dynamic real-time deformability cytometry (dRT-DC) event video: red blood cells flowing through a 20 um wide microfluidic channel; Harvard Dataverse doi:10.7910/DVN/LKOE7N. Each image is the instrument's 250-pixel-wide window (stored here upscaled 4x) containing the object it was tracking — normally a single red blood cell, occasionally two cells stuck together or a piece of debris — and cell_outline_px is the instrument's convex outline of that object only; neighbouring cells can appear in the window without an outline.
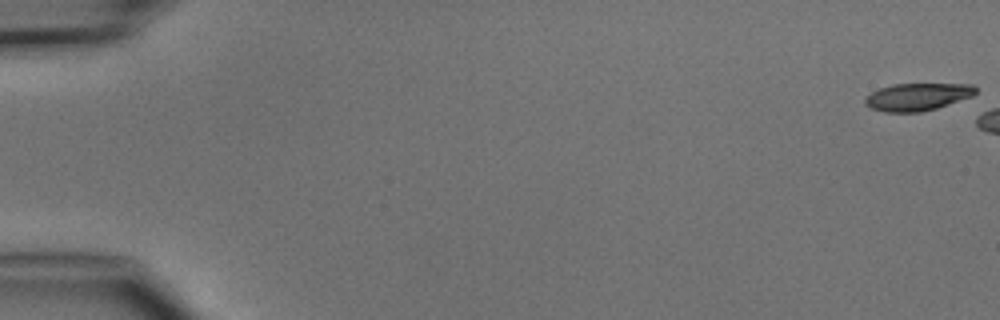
{"species": "common noctule bat (a hibernating species)", "species_latin": "Nyctalus noctula", "temperature_condition": "cold", "stored_images_in_passage": 3, "camera_frame_rate_fps": 3000, "um_per_image_px": 0.085, "animal": {"sex": "male", "body_mass_g": 15.6}, "frame": {"image": 1, "passage_image": 1, "time_ms": 0.0, "image_size_px": [1000, 320], "cell_outline_px": [[976, 92], [972, 96], [936, 108], [920, 112], [884, 112], [872, 108], [864, 104], [864, 100], [872, 92], [880, 88], [892, 84], [972, 84], [976, 88]], "centroid_in_image_um": [77.97, 8.23], "position_along_channel_um": 7.0, "area_um2": 17.51}}